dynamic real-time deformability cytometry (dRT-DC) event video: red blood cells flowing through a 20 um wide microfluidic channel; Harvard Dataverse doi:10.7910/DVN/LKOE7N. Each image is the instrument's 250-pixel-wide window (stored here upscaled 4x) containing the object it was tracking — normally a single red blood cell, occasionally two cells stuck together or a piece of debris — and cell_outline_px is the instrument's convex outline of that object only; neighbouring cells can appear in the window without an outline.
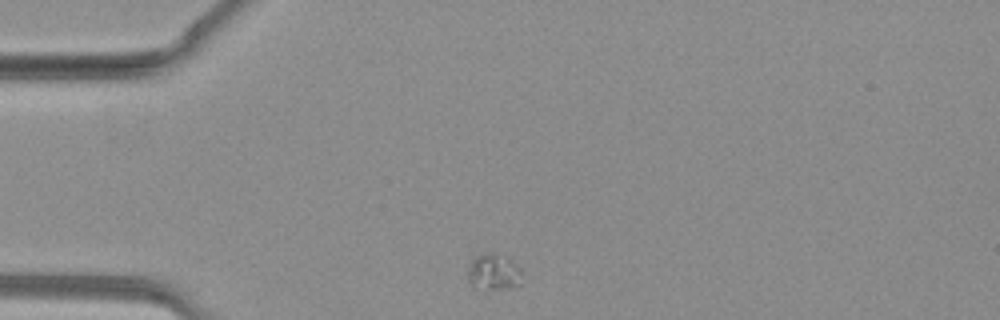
{"species": "common noctule bat (a hibernating species)", "species_latin": "Nyctalus noctula", "temperature_condition": "warm", "stored_images_in_passage": 30, "camera_frame_rate_fps": 3000, "um_per_image_px": 0.085, "animal": {"sex": "female", "body_mass_g": 19.3, "forearm_length_mm": 54.1}, "frame": {"image": 1, "passage_image": 1, "time_ms": 0.0, "image_size_px": [1000, 320], "cell_outline_px": [[524, 272], [516, 284], [512, 288], [472, 288], [468, 284], [468, 268], [472, 256], [484, 252], [492, 252], [512, 260]], "centroid_in_image_um": [41.9, 23.09], "position_along_channel_um": 43.1, "area_um2": 11.62}}
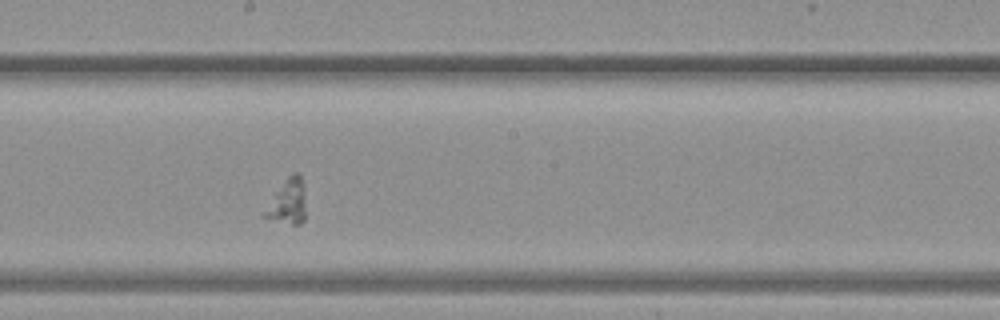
{"frame": {"image": 2, "passage_image": 13, "time_ms": 4.0, "image_size_px": [1000, 320], "cell_outline_px": [[304, 220], [300, 224], [292, 224], [264, 216], [264, 212], [276, 192], [288, 176], [292, 172], [300, 172], [304, 184]], "centroid_in_image_um": [24.52, 17.09], "position_along_channel_um": 223.7, "area_um2": 10.29}}
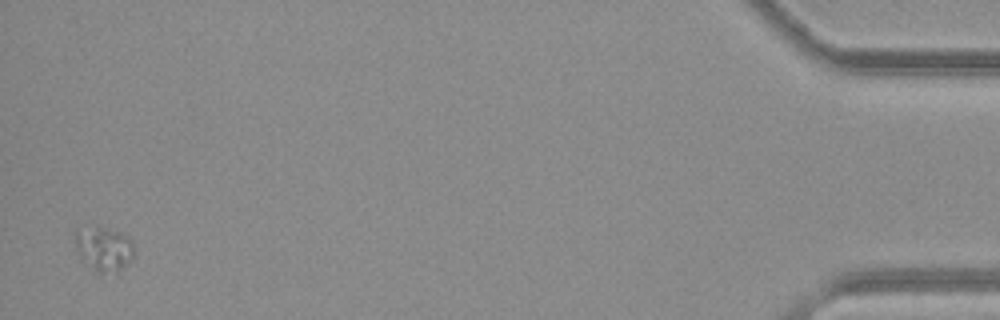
{"frame": {"image": 3, "passage_image": 30, "time_ms": 9.667, "image_size_px": [1000, 320], "cell_outline_px": [[132, 260], [120, 272], [96, 272], [80, 260], [76, 248], [76, 228], [108, 228], [120, 232], [128, 236], [132, 240]], "centroid_in_image_um": [8.83, 21.18], "position_along_channel_um": 426.4, "area_um2": 15.26}}